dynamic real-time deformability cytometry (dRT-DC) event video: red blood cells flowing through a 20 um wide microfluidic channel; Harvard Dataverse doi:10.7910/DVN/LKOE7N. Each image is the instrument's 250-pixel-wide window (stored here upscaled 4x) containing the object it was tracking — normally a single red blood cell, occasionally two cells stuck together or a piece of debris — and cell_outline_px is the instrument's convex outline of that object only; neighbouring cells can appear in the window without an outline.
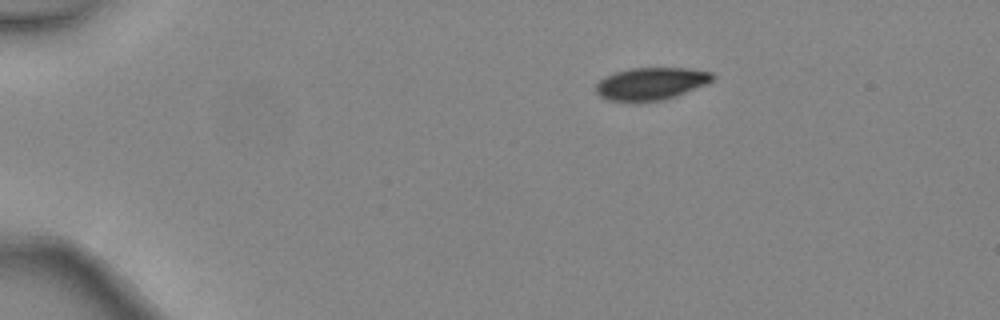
{"species": "common noctule bat (a hibernating species)", "species_latin": "Nyctalus noctula", "temperature_condition": "warm", "stored_images_in_passage": 2, "camera_frame_rate_fps": 3000, "um_per_image_px": 0.085, "animal": {"sex": "female", "body_mass_g": 24.6, "forearm_length_mm": 56.2}, "frame": {"image": 1, "passage_image": 1, "time_ms": 0.0, "image_size_px": [1000, 320], "cell_outline_px": [[716, 76], [708, 84], [676, 96], [664, 100], [608, 100], [600, 96], [596, 92], [596, 84], [604, 76], [616, 72], [632, 68], [688, 68], [712, 72]], "centroid_in_image_um": [55.38, 7.09], "position_along_channel_um": 29.6, "area_um2": 21.85}}